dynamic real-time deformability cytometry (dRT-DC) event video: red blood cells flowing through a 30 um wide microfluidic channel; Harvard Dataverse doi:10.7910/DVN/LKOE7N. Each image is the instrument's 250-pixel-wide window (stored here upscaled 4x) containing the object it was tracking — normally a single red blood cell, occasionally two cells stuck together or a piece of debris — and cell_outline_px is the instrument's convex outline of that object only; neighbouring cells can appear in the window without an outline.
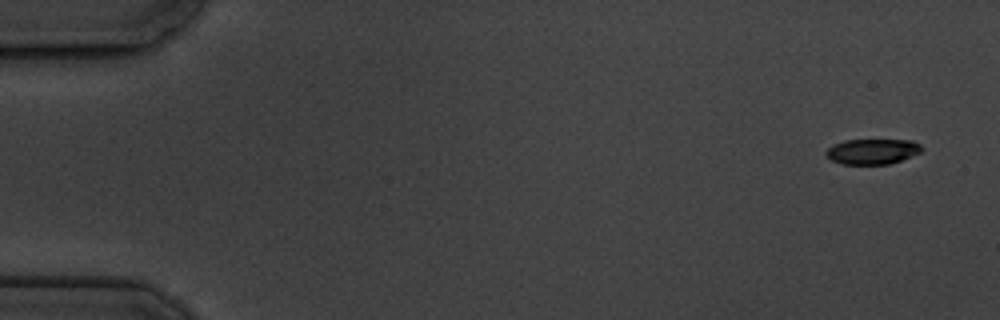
{"species": "common noctule bat (a hibernating species)", "species_latin": "Nyctalus noctula", "temperature_condition": "cold", "stored_images_in_passage": 7, "camera_frame_rate_fps": 3000, "um_per_image_px": 0.085, "animal": {"sex": "male", "body_mass_g": 19.5, "forearm_length_mm": 54.6}, "frame": {"image": 1, "passage_image": 1, "time_ms": 0.0, "image_size_px": [1000, 320], "cell_outline_px": [[924, 148], [920, 152], [900, 160], [888, 164], [840, 164], [832, 160], [824, 152], [832, 144], [844, 140], [912, 140], [920, 144]], "centroid_in_image_um": [74.13, 12.86], "position_along_channel_um": 10.9, "area_um2": 14.1}}
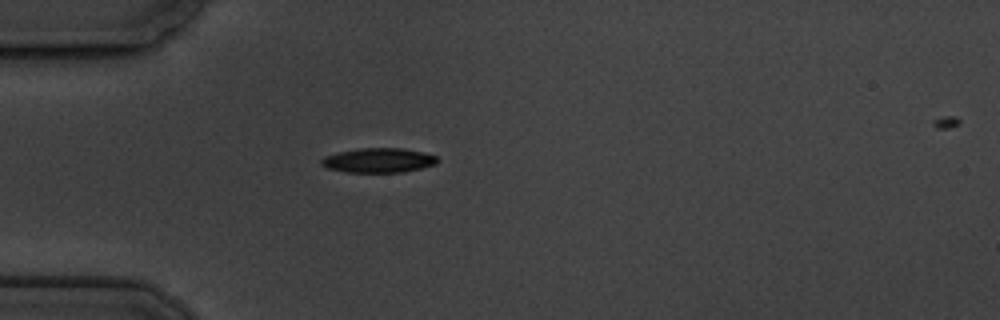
{"frame": {"image": 2, "passage_image": 5, "time_ms": 4.667, "image_size_px": [1000, 320], "cell_outline_px": [[440, 160], [436, 164], [404, 172], [344, 172], [328, 168], [320, 164], [320, 160], [324, 156], [340, 152], [360, 148], [404, 148], [424, 152], [436, 156]], "centroid_in_image_um": [32.19, 13.62], "position_along_channel_um": 52.8, "area_um2": 16.65}}